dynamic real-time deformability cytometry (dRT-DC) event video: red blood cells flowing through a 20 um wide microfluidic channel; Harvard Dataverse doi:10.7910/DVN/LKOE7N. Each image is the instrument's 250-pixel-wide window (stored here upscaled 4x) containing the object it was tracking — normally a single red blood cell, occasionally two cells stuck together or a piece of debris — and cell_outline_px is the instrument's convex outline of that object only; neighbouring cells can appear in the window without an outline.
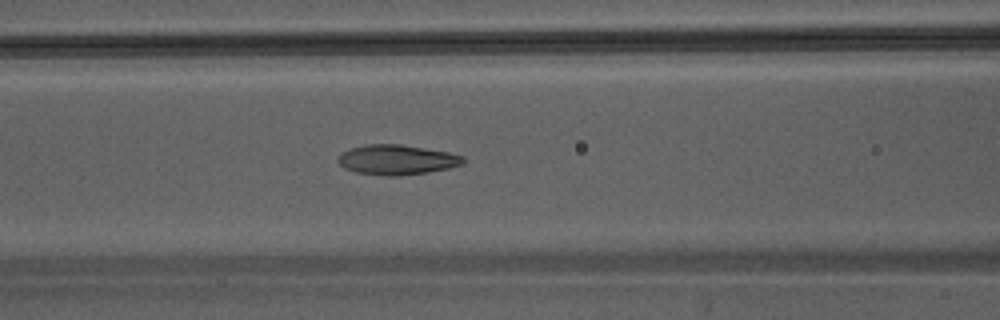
{"species": "Egyptian fruit bat (a non-hibernating species)", "species_latin": "Rousettus aegyptiacus", "temperature_condition": "warm", "stored_images_in_passage": 32, "camera_frame_rate_fps": 3000, "um_per_image_px": 0.085, "animal": {"sex": "male"}, "frame": {"image": 1, "passage_image": 7, "time_ms": 2.0, "image_size_px": [1000, 320], "cell_outline_px": [[464, 164], [448, 168], [428, 172], [400, 176], [384, 176], [356, 172], [344, 168], [336, 160], [340, 152], [352, 148], [368, 144], [400, 144], [448, 152], [464, 156]], "centroid_in_image_um": [33.71, 13.58], "position_along_channel_um": 132.9, "area_um2": 21.91}}
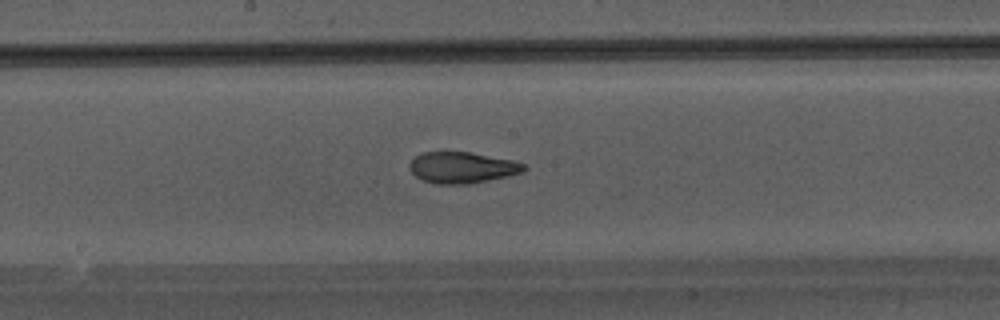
{"frame": {"image": 2, "passage_image": 12, "time_ms": 3.667, "image_size_px": [1000, 320], "cell_outline_px": [[528, 168], [524, 172], [508, 176], [468, 184], [436, 184], [424, 180], [416, 176], [412, 172], [408, 164], [416, 156], [424, 152], [468, 152], [512, 160], [524, 164]], "centroid_in_image_um": [39.3, 14.25], "position_along_channel_um": 208.9, "area_um2": 20.63}}
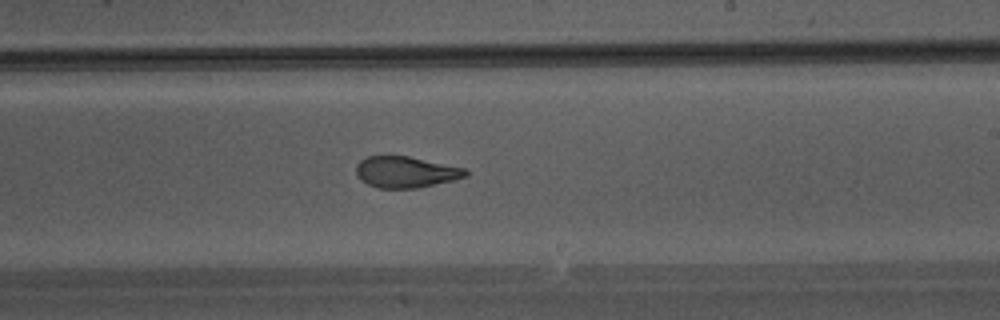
{"frame": {"image": 3, "passage_image": 15, "time_ms": 4.667, "image_size_px": [1000, 320], "cell_outline_px": [[468, 176], [452, 180], [416, 188], [376, 188], [360, 180], [356, 176], [356, 164], [360, 160], [368, 156], [408, 156], [464, 168], [468, 172]], "centroid_in_image_um": [34.44, 14.62], "position_along_channel_um": 254.6, "area_um2": 19.83}}